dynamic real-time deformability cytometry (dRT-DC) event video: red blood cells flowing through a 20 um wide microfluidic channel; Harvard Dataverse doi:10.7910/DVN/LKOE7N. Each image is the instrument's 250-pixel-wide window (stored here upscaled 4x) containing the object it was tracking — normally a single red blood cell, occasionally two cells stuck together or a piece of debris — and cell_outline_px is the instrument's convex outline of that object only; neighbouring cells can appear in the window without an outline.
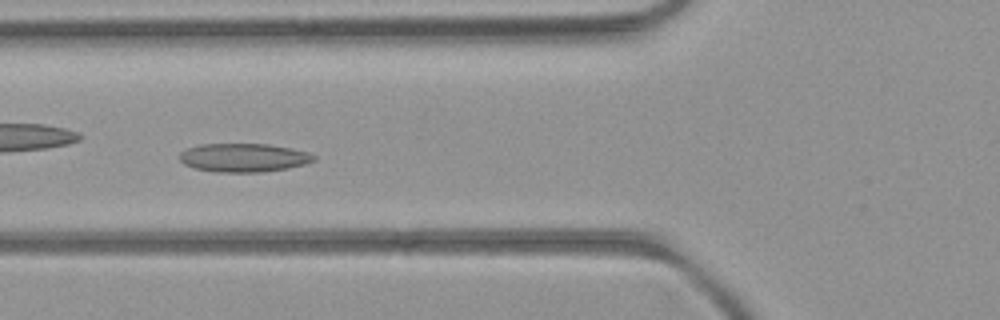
{"species": "common noctule bat (a hibernating species)", "species_latin": "Nyctalus noctula", "temperature_condition": "room temperature", "stored_images_in_passage": 39, "camera_frame_rate_fps": 3000, "um_per_image_px": 0.085, "animal": {"sex": "female", "body_mass_g": 21.9}, "frame": {"image": 1, "passage_image": 6, "time_ms": 1.667, "image_size_px": [1000, 320], "cell_outline_px": [[316, 160], [304, 164], [288, 168], [264, 172], [216, 172], [196, 168], [184, 164], [180, 160], [180, 152], [188, 148], [200, 144], [268, 144], [292, 148], [308, 152], [316, 156]], "centroid_in_image_um": [20.74, 13.4], "position_along_channel_um": 105.1, "area_um2": 22.37}}
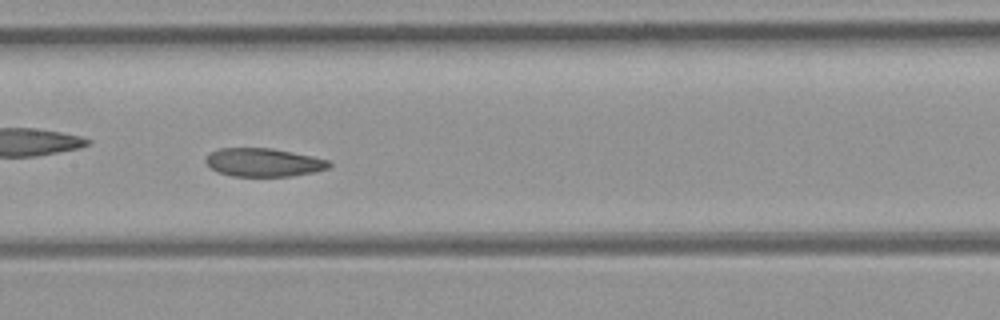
{"frame": {"image": 2, "passage_image": 12, "time_ms": 3.667, "image_size_px": [1000, 320], "cell_outline_px": [[332, 164], [328, 168], [316, 172], [292, 176], [232, 176], [216, 172], [204, 160], [208, 152], [220, 148], [272, 148], [332, 160]], "centroid_in_image_um": [22.42, 13.8], "position_along_channel_um": 185.0, "area_um2": 20.63}, "authors_computed_cell_mechanics": {"area_um2": 21.7328, "velocity_mm_per_s": 3.9676, "shape_relaxation_time_tau1_ms": null, "shape_relaxation_time_tau2_ms": 2.529, "deformation_change_tau1": null, "deformation_change_tau2": 0.0855}}